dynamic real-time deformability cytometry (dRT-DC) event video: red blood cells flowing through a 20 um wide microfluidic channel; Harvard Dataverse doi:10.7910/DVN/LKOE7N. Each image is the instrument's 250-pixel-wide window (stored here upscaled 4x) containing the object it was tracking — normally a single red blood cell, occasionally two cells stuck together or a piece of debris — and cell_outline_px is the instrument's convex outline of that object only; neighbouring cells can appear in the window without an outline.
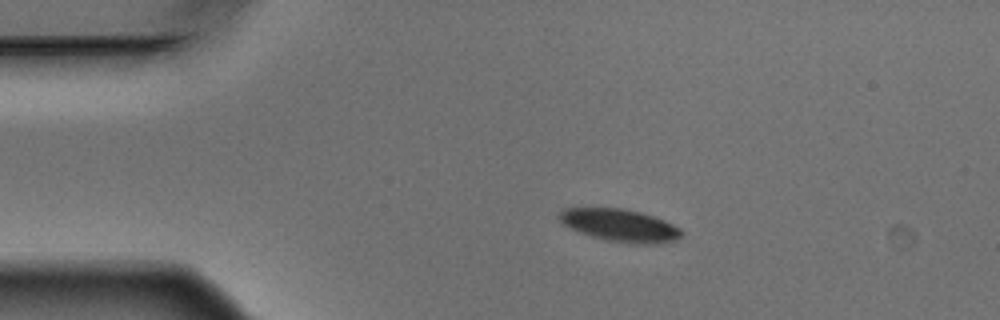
{"species": "Egyptian fruit bat (a non-hibernating species)", "species_latin": "Rousettus aegyptiacus", "temperature_condition": "warm", "stored_images_in_passage": 3, "camera_frame_rate_fps": 3000, "um_per_image_px": 0.085, "animal": {"sex": "male"}, "frame": {"image": 1, "passage_image": 1, "time_ms": 0.0, "image_size_px": [1000, 320], "cell_outline_px": [[684, 232], [676, 240], [664, 244], [636, 244], [604, 240], [580, 232], [564, 224], [560, 220], [560, 212], [564, 208], [624, 208], [640, 212], [664, 220], [680, 228]], "centroid_in_image_um": [52.75, 19.17], "position_along_channel_um": 32.2, "area_um2": 23.12}}
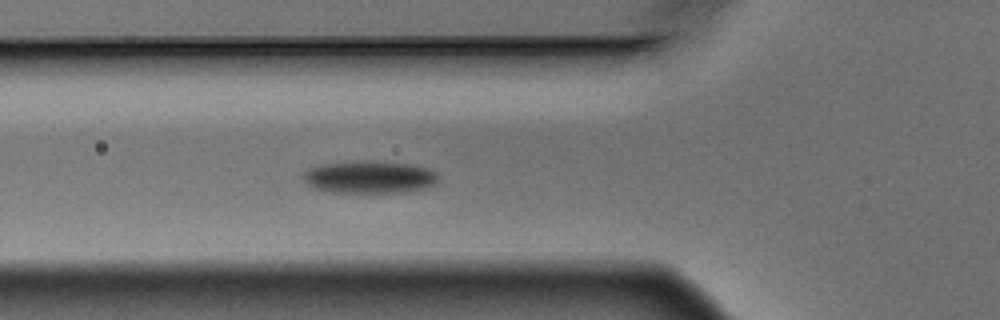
{"frame": {"image": 2, "passage_image": 3, "time_ms": 0.667, "image_size_px": [1000, 320], "cell_outline_px": [[436, 184], [424, 188], [408, 192], [332, 192], [316, 188], [308, 184], [304, 180], [304, 172], [308, 168], [320, 164], [364, 160], [408, 164], [428, 168], [436, 172]], "centroid_in_image_um": [31.4, 15.04], "position_along_channel_um": 94.4, "area_um2": 25.37}}